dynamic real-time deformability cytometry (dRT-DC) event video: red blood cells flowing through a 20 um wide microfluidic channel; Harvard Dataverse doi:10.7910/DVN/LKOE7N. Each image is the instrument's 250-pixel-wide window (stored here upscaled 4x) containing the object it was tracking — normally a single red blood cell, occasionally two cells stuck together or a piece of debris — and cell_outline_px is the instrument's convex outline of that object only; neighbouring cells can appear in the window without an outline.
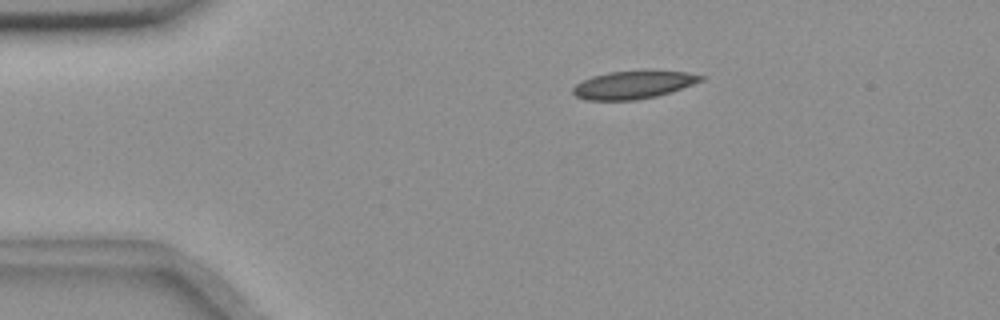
{"species": "common noctule bat (a hibernating species)", "species_latin": "Nyctalus noctula", "temperature_condition": "room temperature", "stored_images_in_passage": 8, "camera_frame_rate_fps": 3000, "um_per_image_px": 0.085, "animal": {"sex": "female", "body_mass_g": 18.4}, "frame": {"image": 1, "passage_image": 3, "time_ms": 3.0, "image_size_px": [1000, 320], "cell_outline_px": [[704, 80], [656, 96], [636, 100], [588, 100], [576, 96], [572, 92], [572, 88], [576, 84], [592, 76], [608, 72], [644, 68], [688, 72], [704, 76]], "centroid_in_image_um": [53.84, 7.16], "position_along_channel_um": 31.2, "area_um2": 21.27}}
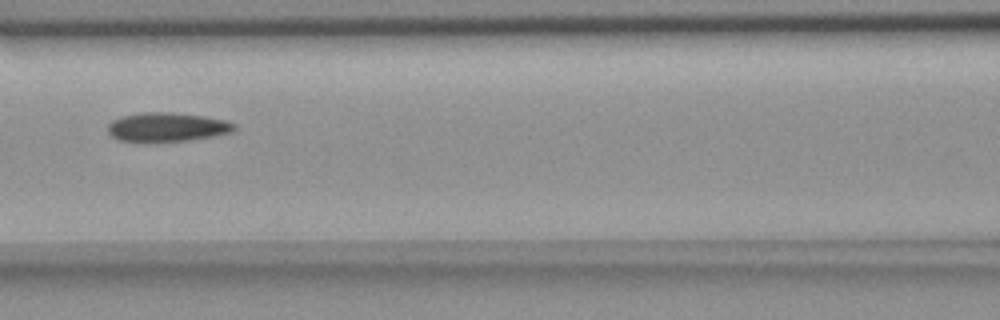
{"frame": {"image": 2, "passage_image": 7, "time_ms": 7.667, "image_size_px": [1000, 320], "cell_outline_px": [[236, 128], [232, 132], [216, 136], [188, 140], [144, 144], [120, 140], [112, 136], [108, 132], [108, 124], [112, 120], [124, 116], [144, 112], [172, 112], [204, 116], [224, 120], [236, 124]], "centroid_in_image_um": [14.19, 10.83], "position_along_channel_um": 152.4, "area_um2": 21.91}}
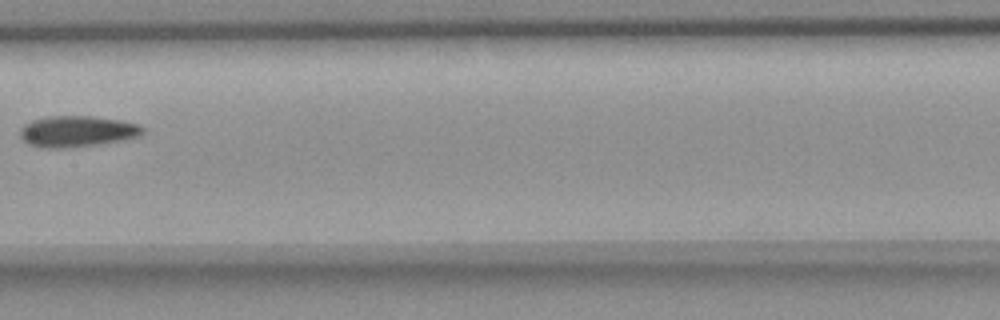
{"frame": {"image": 3, "passage_image": 8, "time_ms": 9.0, "image_size_px": [1000, 320], "cell_outline_px": [[144, 132], [136, 136], [120, 140], [96, 144], [60, 148], [44, 148], [28, 144], [20, 136], [20, 128], [24, 124], [32, 120], [48, 116], [92, 116], [120, 120], [140, 124], [144, 128]], "centroid_in_image_um": [6.52, 11.15], "position_along_channel_um": 200.9, "area_um2": 22.02}}